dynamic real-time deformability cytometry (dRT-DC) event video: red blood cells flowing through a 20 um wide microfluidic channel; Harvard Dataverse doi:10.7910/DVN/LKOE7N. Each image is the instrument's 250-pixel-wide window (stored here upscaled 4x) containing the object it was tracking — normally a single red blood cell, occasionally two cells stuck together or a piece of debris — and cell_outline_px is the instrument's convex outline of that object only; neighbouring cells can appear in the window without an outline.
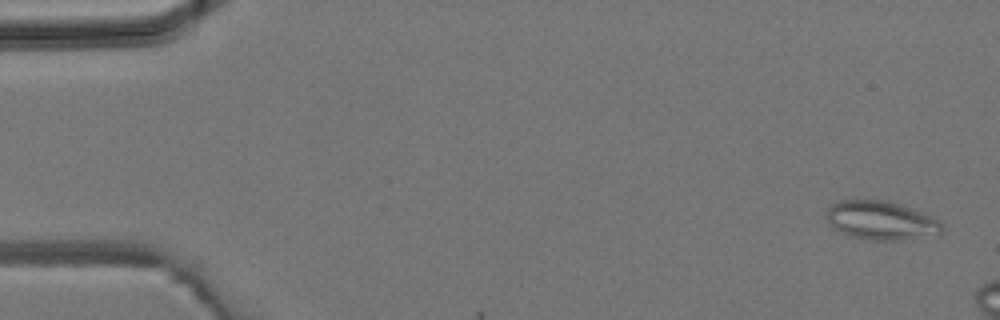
{"species": "common noctule bat (a hibernating species)", "species_latin": "Nyctalus noctula", "temperature_condition": "room temperature", "stored_images_in_passage": 6, "camera_frame_rate_fps": 3000, "um_per_image_px": 0.085, "animal": {"sex": "male", "body_mass_g": 19.2, "forearm_length_mm": 51.8}, "frame": {"image": 1, "passage_image": 1, "time_ms": 0.0, "image_size_px": [1000, 320], "cell_outline_px": [[944, 228], [940, 232], [900, 240], [872, 240], [852, 236], [840, 232], [832, 228], [824, 216], [824, 212], [832, 204], [840, 200], [852, 196], [888, 200], [912, 208], [932, 216], [940, 220]], "centroid_in_image_um": [74.78, 18.67], "position_along_channel_um": 10.2, "area_um2": 26.76}}